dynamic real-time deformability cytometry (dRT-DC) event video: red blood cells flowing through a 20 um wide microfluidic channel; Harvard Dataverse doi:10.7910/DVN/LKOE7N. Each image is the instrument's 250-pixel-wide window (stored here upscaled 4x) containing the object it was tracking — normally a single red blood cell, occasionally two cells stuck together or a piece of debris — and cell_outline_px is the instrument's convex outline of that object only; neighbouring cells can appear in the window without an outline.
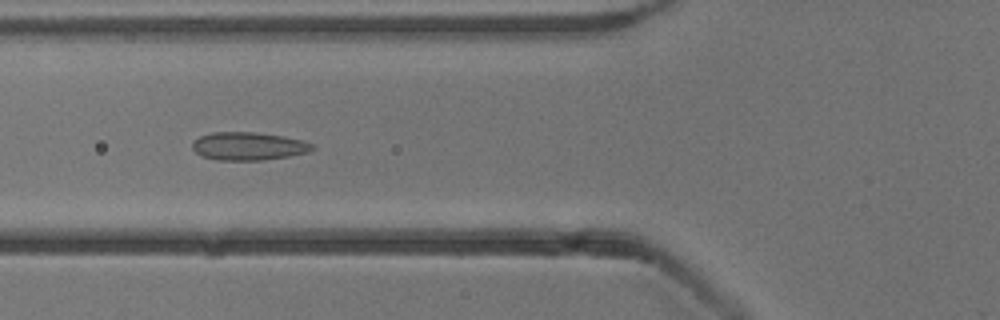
{"species": "common noctule bat (a hibernating species)", "species_latin": "Nyctalus noctula", "temperature_condition": "cold", "stored_images_in_passage": 29, "camera_frame_rate_fps": 3000, "um_per_image_px": 0.085, "animal": {"sex": "male", "body_mass_g": 13.3}, "frame": {"image": 1, "passage_image": 12, "time_ms": 3.667, "image_size_px": [1000, 320], "cell_outline_px": [[316, 148], [308, 152], [288, 156], [264, 160], [216, 160], [200, 156], [192, 148], [192, 144], [200, 136], [212, 132], [252, 132], [284, 136], [300, 140], [312, 144]], "centroid_in_image_um": [21.1, 12.43], "position_along_channel_um": 104.7, "area_um2": 19.54}}
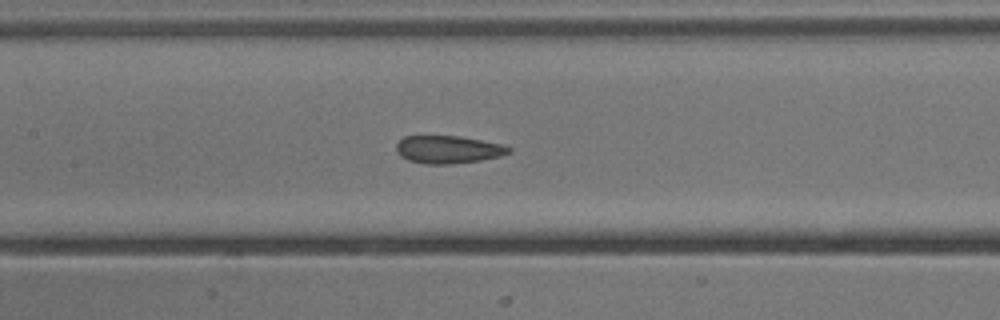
{"frame": {"image": 2, "passage_image": 17, "time_ms": 5.333, "image_size_px": [1000, 320], "cell_outline_px": [[512, 152], [500, 156], [480, 160], [448, 164], [424, 164], [408, 160], [400, 156], [396, 152], [396, 144], [404, 136], [460, 136], [504, 144], [512, 148]], "centroid_in_image_um": [38.1, 12.7], "position_along_channel_um": 169.3, "area_um2": 18.32}}
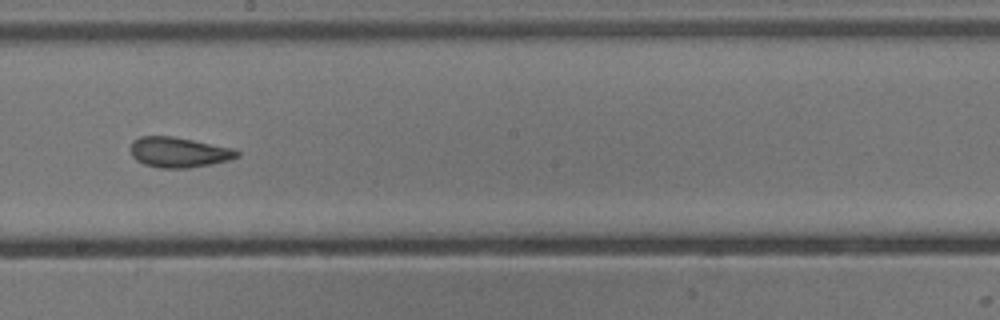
{"frame": {"image": 3, "passage_image": 22, "time_ms": 7.0, "image_size_px": [1000, 320], "cell_outline_px": [[240, 156], [228, 160], [212, 164], [188, 168], [160, 168], [144, 164], [136, 160], [132, 156], [132, 140], [140, 136], [172, 136], [232, 148], [240, 152]], "centroid_in_image_um": [15.2, 12.95], "position_along_channel_um": 233.0, "area_um2": 18.67}}